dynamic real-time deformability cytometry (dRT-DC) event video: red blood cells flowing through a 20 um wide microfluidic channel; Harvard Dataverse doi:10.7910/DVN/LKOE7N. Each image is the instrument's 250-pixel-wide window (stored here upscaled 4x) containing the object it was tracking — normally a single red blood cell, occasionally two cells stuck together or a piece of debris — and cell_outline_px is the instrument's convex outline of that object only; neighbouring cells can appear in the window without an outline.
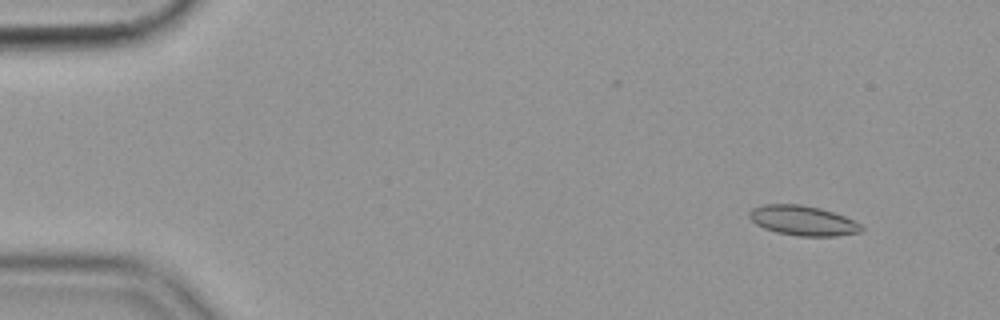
{"species": "common noctule bat (a hibernating species)", "species_latin": "Nyctalus noctula", "temperature_condition": "cold", "stored_images_in_passage": 57, "camera_frame_rate_fps": 3000, "um_per_image_px": 0.085, "animal": {"sex": "female", "body_mass_g": 19.9}, "frame": {"image": 1, "passage_image": 6, "time_ms": 1.667, "image_size_px": [1000, 320], "cell_outline_px": [[864, 228], [860, 232], [836, 236], [796, 236], [776, 232], [764, 228], [756, 224], [748, 216], [748, 212], [752, 208], [764, 204], [800, 204], [820, 208], [844, 216], [860, 224]], "centroid_in_image_um": [68.22, 18.75], "position_along_channel_um": 16.8, "area_um2": 19.48}}
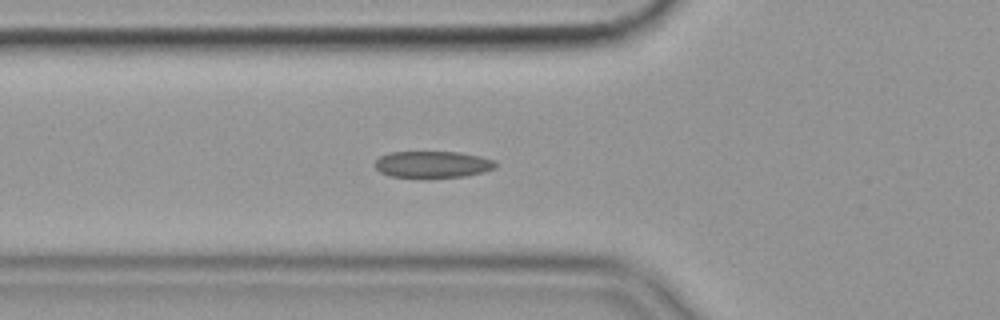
{"frame": {"image": 2, "passage_image": 21, "time_ms": 6.667, "image_size_px": [1000, 320], "cell_outline_px": [[496, 168], [484, 172], [464, 176], [388, 176], [380, 172], [376, 168], [376, 160], [380, 156], [392, 152], [460, 152], [480, 156], [492, 160], [496, 164]], "centroid_in_image_um": [36.79, 13.95], "position_along_channel_um": 89.0, "area_um2": 18.26}}
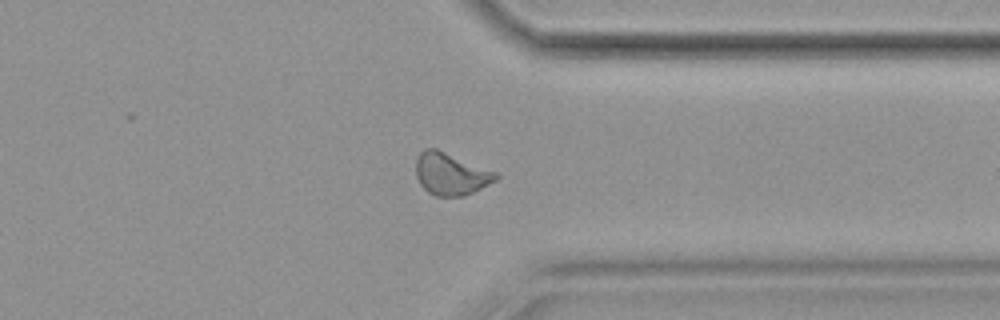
{"frame": {"image": 3, "passage_image": 45, "time_ms": 14.667, "image_size_px": [1000, 320], "cell_outline_px": [[500, 176], [496, 180], [464, 196], [436, 196], [428, 192], [420, 184], [416, 176], [416, 160], [420, 152], [424, 148], [436, 148], [496, 172]], "centroid_in_image_um": [38.29, 14.78], "position_along_channel_um": 373.1, "area_um2": 19.48}, "authors_computed_cell_mechanics": {"area_um2": 18.9006, "velocity_mm_per_s": 3.5694, "shape_relaxation_time_tau1_ms": 9.2286, "shape_relaxation_time_tau2_ms": 2.7156, "deformation_change_tau1": 0.1806, "deformation_change_tau2": 0.095}}